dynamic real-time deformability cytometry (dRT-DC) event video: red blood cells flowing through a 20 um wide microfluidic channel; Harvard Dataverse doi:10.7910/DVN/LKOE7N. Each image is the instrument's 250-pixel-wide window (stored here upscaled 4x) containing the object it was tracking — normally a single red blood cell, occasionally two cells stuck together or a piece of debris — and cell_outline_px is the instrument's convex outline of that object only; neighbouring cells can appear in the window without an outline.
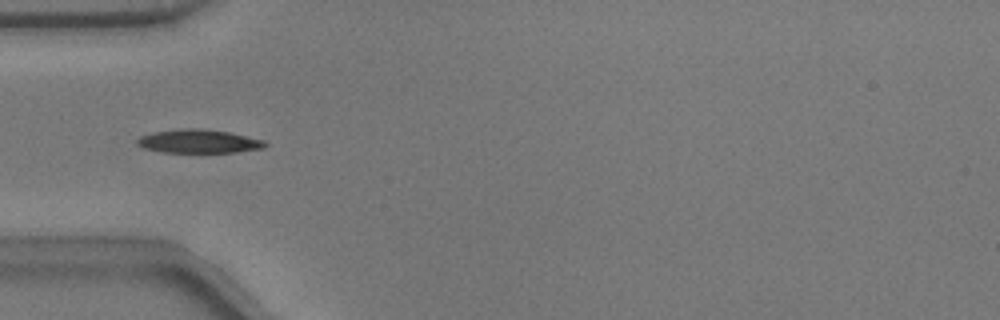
{"species": "common noctule bat (a hibernating species)", "species_latin": "Nyctalus noctula", "temperature_condition": "warm", "stored_images_in_passage": 30, "camera_frame_rate_fps": 3000, "um_per_image_px": 0.085, "animal": {"sex": "male", "body_mass_g": 17.9}, "frame": {"image": 1, "passage_image": 1, "time_ms": 0.0, "image_size_px": [1000, 320], "cell_outline_px": [[268, 144], [264, 148], [236, 152], [164, 152], [144, 148], [136, 144], [136, 140], [140, 136], [156, 132], [188, 128], [196, 128], [228, 132], [264, 140]], "centroid_in_image_um": [16.91, 12.02], "position_along_channel_um": 68.1, "area_um2": 17.28}}
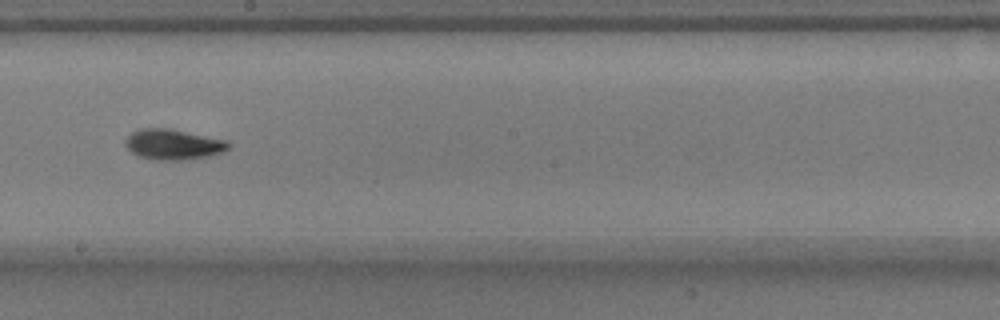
{"frame": {"image": 2, "passage_image": 14, "time_ms": 4.333, "image_size_px": [1000, 320], "cell_outline_px": [[232, 144], [224, 152], [208, 156], [184, 160], [156, 160], [136, 156], [124, 144], [124, 140], [132, 132], [140, 128], [172, 128], [228, 140]], "centroid_in_image_um": [14.74, 12.27], "position_along_channel_um": 233.5, "area_um2": 18.67}}
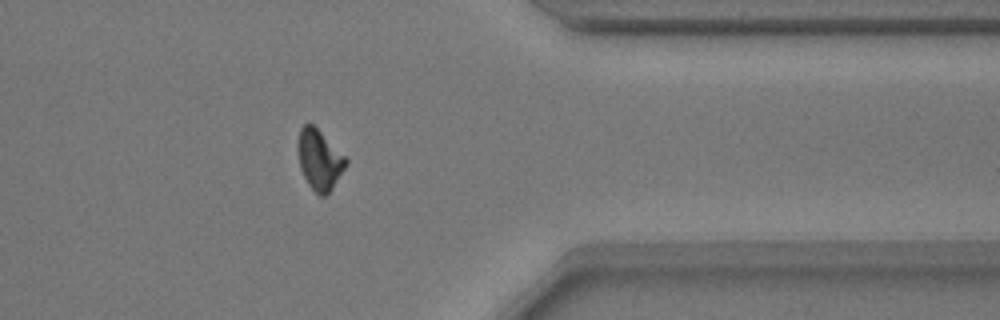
{"frame": {"image": 3, "passage_image": 27, "time_ms": 8.667, "image_size_px": [1000, 320], "cell_outline_px": [[348, 164], [332, 188], [324, 196], [320, 196], [308, 184], [300, 168], [296, 148], [300, 128], [304, 124], [312, 124], [348, 160]], "centroid_in_image_um": [27.12, 13.58], "position_along_channel_um": 384.3, "area_um2": 16.59}, "authors_computed_cell_mechanics": {"area_um2": 17.2244, "velocity_mm_per_s": 3.798, "shape_relaxation_time_tau1_ms": 3.1668, "shape_relaxation_time_tau2_ms": 3.3005, "deformation_change_tau1": 0.1448, "deformation_change_tau2": 0.0649}}